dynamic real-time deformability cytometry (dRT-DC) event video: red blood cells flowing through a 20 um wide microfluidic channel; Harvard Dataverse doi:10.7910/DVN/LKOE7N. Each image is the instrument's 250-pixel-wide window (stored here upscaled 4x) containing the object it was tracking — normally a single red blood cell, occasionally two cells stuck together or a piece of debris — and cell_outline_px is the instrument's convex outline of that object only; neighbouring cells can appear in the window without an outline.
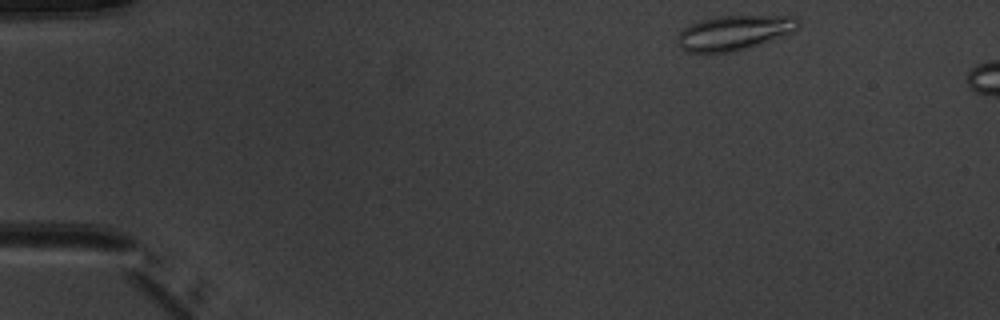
{"species": "common noctule bat (a hibernating species)", "species_latin": "Nyctalus noctula", "temperature_condition": "warm", "stored_images_in_passage": 3, "camera_frame_rate_fps": 3000, "um_per_image_px": 0.085, "animal": {"sex": "male", "body_mass_g": 20.1, "forearm_length_mm": 53.5}, "frame": {"image": 1, "passage_image": 1, "time_ms": 0.0, "image_size_px": [1000, 320], "cell_outline_px": [[800, 24], [792, 32], [736, 52], [688, 52], [680, 48], [676, 44], [676, 36], [688, 24], [700, 20], [716, 16], [796, 16], [800, 20]], "centroid_in_image_um": [62.35, 2.78], "position_along_channel_um": 22.7, "area_um2": 24.51}}